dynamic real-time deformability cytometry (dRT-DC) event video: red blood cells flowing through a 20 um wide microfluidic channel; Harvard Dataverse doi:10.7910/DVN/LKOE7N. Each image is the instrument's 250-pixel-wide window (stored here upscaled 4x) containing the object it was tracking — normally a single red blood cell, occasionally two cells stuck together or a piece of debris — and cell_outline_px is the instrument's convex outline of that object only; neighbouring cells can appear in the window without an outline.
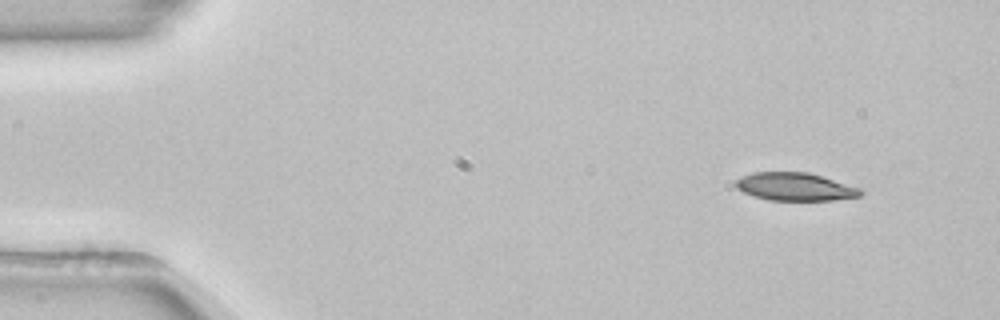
{"species": "common noctule bat (a hibernating species)", "species_latin": "Nyctalus noctula", "temperature_condition": "room temperature", "stored_images_in_passage": 49, "camera_frame_rate_fps": 3000, "um_per_image_px": 0.085, "animal": {"sex": "female", "body_mass_g": 22.7, "forearm_length_mm": 54.2}, "frame": {"image": 1, "passage_image": 1, "time_ms": 0.0, "image_size_px": [1000, 320], "cell_outline_px": [[864, 192], [860, 196], [832, 200], [768, 200], [752, 196], [736, 188], [736, 180], [740, 176], [752, 172], [808, 172], [860, 188]], "centroid_in_image_um": [67.55, 15.87], "position_along_channel_um": 17.5, "area_um2": 20.29}}
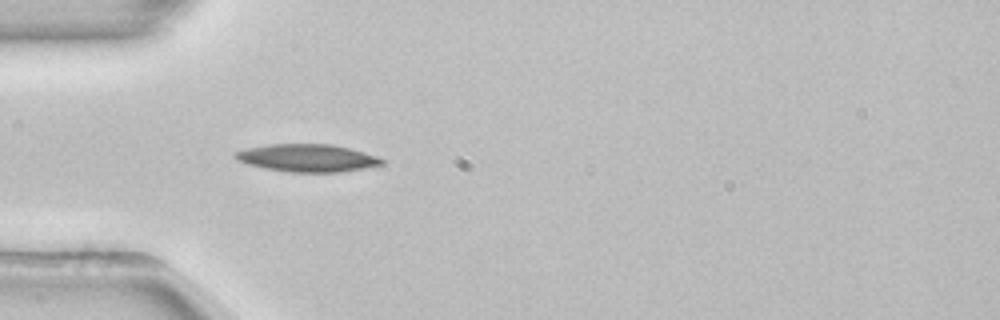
{"frame": {"image": 2, "passage_image": 12, "time_ms": 3.667, "image_size_px": [1000, 320], "cell_outline_px": [[384, 164], [364, 168], [340, 172], [288, 172], [264, 168], [248, 164], [236, 160], [232, 156], [232, 152], [244, 148], [268, 144], [332, 144], [364, 152], [376, 156], [384, 160]], "centroid_in_image_um": [26.05, 13.42], "position_along_channel_um": 59.0, "area_um2": 23.76}}
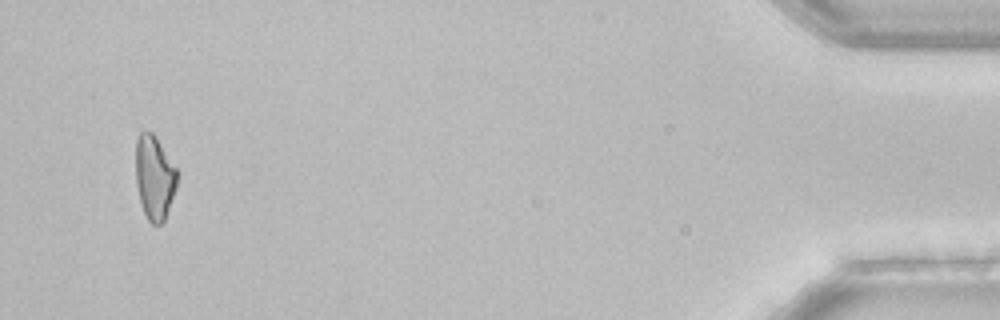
{"frame": {"image": 3, "passage_image": 47, "time_ms": 15.333, "image_size_px": [1000, 320], "cell_outline_px": [[176, 188], [164, 220], [160, 224], [152, 224], [148, 220], [140, 204], [136, 184], [136, 140], [140, 132], [152, 132], [156, 136], [176, 168]], "centroid_in_image_um": [13.1, 15.08], "position_along_channel_um": 422.1, "area_um2": 20.11}, "authors_computed_cell_mechanics": {"area_um2": 21.8484, "velocity_mm_per_s": 3.8669, "shape_relaxation_time_tau1_ms": 4.1244, "shape_relaxation_time_tau2_ms": null, "deformation_change_tau1": 0.1276, "deformation_change_tau2": null}}